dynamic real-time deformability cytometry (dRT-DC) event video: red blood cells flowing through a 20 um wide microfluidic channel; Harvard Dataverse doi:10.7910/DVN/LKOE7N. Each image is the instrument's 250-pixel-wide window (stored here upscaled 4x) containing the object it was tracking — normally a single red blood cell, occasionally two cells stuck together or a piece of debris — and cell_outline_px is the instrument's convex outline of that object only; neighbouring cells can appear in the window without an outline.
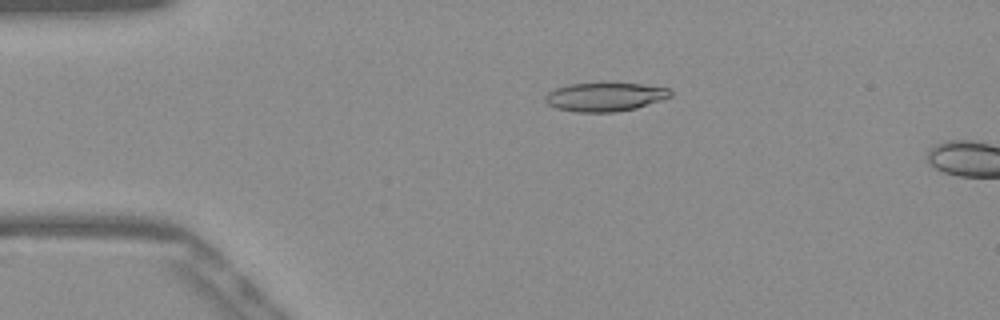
{"species": "Egyptian fruit bat (a non-hibernating species)", "species_latin": "Rousettus aegyptiacus", "temperature_condition": "warm", "stored_images_in_passage": 13, "camera_frame_rate_fps": 3000, "um_per_image_px": 0.085, "frame": {"image": 1, "passage_image": 10, "time_ms": 3.0, "image_size_px": [1000, 320], "cell_outline_px": [[672, 96], [636, 108], [616, 112], [576, 112], [556, 108], [548, 104], [544, 100], [544, 96], [548, 92], [556, 88], [568, 84], [604, 80], [644, 84], [668, 88], [672, 92]], "centroid_in_image_um": [51.41, 8.18], "position_along_channel_um": 33.6, "area_um2": 21.85}}